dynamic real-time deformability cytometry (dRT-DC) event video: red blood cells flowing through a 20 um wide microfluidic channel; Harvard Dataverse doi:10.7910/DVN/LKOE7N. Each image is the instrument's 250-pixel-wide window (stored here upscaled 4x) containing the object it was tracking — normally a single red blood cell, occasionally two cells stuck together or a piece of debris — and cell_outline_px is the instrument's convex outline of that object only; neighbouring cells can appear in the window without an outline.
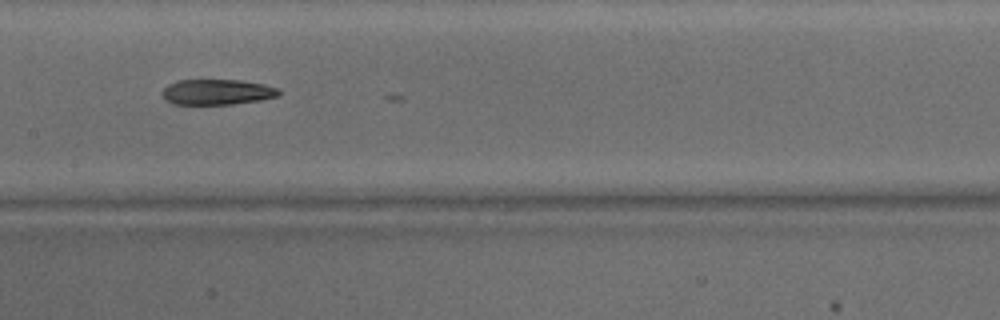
{"species": "common noctule bat (a hibernating species)", "species_latin": "Nyctalus noctula", "temperature_condition": "warm", "stored_images_in_passage": 15, "camera_frame_rate_fps": 3000, "um_per_image_px": 0.085, "animal": {"sex": "male", "body_mass_g": 15.6}, "frame": {"image": 1, "passage_image": 12, "time_ms": 3.667, "image_size_px": [1000, 320], "cell_outline_px": [[280, 96], [260, 100], [232, 104], [172, 104], [164, 100], [160, 92], [168, 84], [180, 80], [240, 80], [264, 84], [280, 88]], "centroid_in_image_um": [18.45, 7.82], "position_along_channel_um": 189.0, "area_um2": 17.51}}